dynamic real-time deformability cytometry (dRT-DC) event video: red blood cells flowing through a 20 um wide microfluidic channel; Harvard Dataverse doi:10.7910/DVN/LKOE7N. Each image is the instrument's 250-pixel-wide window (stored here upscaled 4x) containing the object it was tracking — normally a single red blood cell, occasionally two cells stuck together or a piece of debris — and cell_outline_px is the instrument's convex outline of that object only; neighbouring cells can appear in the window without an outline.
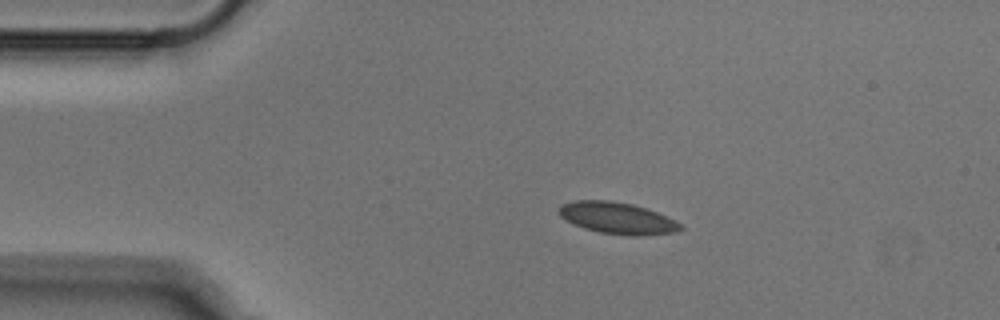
{"species": "Egyptian fruit bat (a non-hibernating species)", "species_latin": "Rousettus aegyptiacus", "temperature_condition": "cold", "stored_images_in_passage": 43, "camera_frame_rate_fps": 3000, "um_per_image_px": 0.085, "animal": {"sex": "male"}, "frame": {"image": 1, "passage_image": 1, "time_ms": 0.0, "image_size_px": [1000, 320], "cell_outline_px": [[684, 228], [676, 232], [640, 236], [628, 236], [600, 232], [584, 228], [560, 216], [560, 204], [576, 200], [608, 200], [632, 204], [656, 212], [680, 224]], "centroid_in_image_um": [52.47, 18.54], "position_along_channel_um": 32.5, "area_um2": 22.02}}
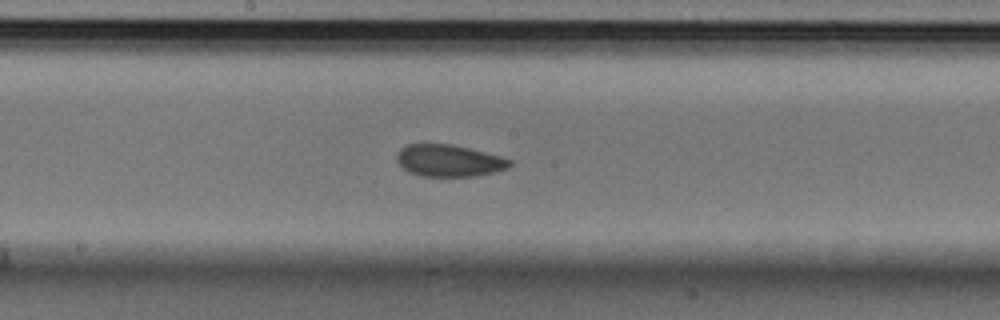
{"frame": {"image": 2, "passage_image": 18, "time_ms": 5.667, "image_size_px": [1000, 320], "cell_outline_px": [[512, 164], [508, 168], [496, 172], [476, 176], [420, 176], [408, 172], [396, 160], [396, 156], [400, 148], [408, 144], [452, 144], [500, 156], [512, 160]], "centroid_in_image_um": [38.16, 13.66], "position_along_channel_um": 210.0, "area_um2": 21.04}}
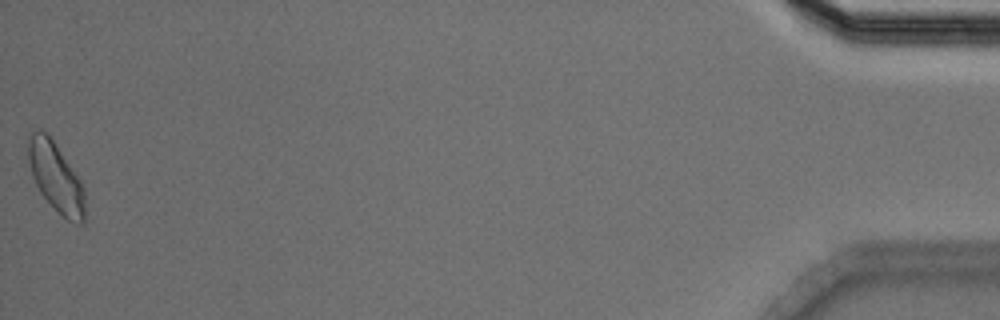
{"frame": {"image": 3, "passage_image": 43, "time_ms": 14.0, "image_size_px": [1000, 320], "cell_outline_px": [[84, 224], [76, 224], [68, 220], [40, 192], [32, 176], [28, 160], [28, 136], [32, 132], [40, 128], [48, 132], [80, 180], [84, 188]], "centroid_in_image_um": [4.73, 15.0], "position_along_channel_um": 430.5, "area_um2": 22.66}}